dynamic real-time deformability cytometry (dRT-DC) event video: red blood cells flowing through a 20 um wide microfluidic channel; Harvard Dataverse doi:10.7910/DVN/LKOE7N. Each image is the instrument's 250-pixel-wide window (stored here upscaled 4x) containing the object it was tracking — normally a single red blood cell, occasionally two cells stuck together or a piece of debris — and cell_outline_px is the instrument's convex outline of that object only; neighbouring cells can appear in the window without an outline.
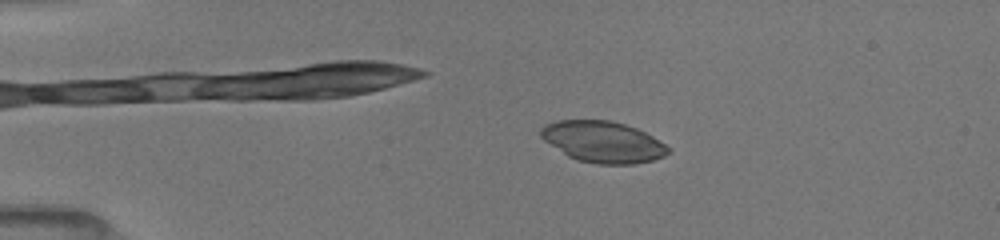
{"species": "common noctule bat (a hibernating species)", "species_latin": "Nyctalus noctula", "temperature_condition": "room temperature", "stored_images_in_passage": 15, "camera_frame_rate_fps": 3000, "um_per_image_px": 0.085, "animal": {"sex": "female", "body_mass_g": 19.5, "forearm_length_mm": 54.1}, "frame": {"image": 1, "passage_image": 6, "time_ms": 3.0, "image_size_px": [1000, 240], "cell_outline_px": [[672, 152], [664, 156], [652, 160], [632, 164], [596, 164], [576, 160], [568, 156], [544, 140], [540, 136], [540, 128], [544, 124], [556, 120], [608, 120], [624, 124], [636, 128], [652, 136], [672, 148]], "centroid_in_image_um": [51.25, 12.06], "position_along_channel_um": 33.7, "area_um2": 30.75}}